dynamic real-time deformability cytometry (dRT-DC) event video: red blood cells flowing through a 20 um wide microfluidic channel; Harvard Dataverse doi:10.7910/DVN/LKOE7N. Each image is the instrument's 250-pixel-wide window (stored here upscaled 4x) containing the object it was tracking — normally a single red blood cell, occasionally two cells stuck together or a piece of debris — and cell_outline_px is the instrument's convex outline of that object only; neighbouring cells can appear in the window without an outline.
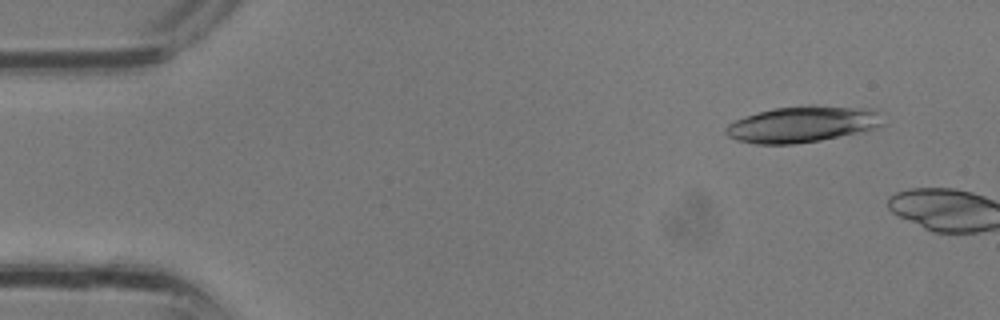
{"species": "common noctule bat (a hibernating species)", "species_latin": "Nyctalus noctula", "temperature_condition": "room temperature", "stored_images_in_passage": 4, "camera_frame_rate_fps": 3000, "um_per_image_px": 0.085, "animal": {"sex": "male", "body_mass_g": 13.3}, "frame": {"image": 1, "passage_image": 3, "time_ms": 0.667, "image_size_px": [1000, 320], "cell_outline_px": [[884, 124], [876, 128], [860, 132], [820, 140], [792, 144], [756, 144], [736, 140], [728, 136], [724, 132], [724, 128], [728, 124], [744, 116], [772, 108], [808, 104], [816, 104], [868, 108], [876, 112]], "centroid_in_image_um": [68.17, 10.54], "position_along_channel_um": 16.8, "area_um2": 33.41}}